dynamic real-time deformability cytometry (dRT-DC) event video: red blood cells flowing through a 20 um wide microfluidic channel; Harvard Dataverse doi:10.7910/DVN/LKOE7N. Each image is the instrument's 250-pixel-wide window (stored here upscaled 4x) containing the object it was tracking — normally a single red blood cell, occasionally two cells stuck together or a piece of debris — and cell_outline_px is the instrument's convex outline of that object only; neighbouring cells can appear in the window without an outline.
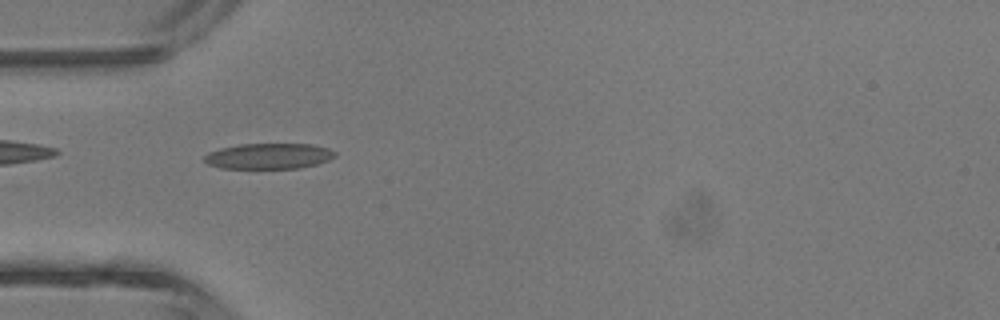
{"species": "common noctule bat (a hibernating species)", "species_latin": "Nyctalus noctula", "temperature_condition": "room temperature", "stored_images_in_passage": 32, "camera_frame_rate_fps": 3000, "um_per_image_px": 0.085, "animal": {"sex": "male", "body_mass_g": 13.3}, "frame": {"image": 1, "passage_image": 2, "time_ms": 0.333, "image_size_px": [1000, 320], "cell_outline_px": [[336, 156], [328, 160], [316, 164], [300, 168], [220, 168], [208, 164], [204, 160], [204, 156], [208, 152], [220, 148], [240, 144], [312, 144], [328, 148], [336, 152]], "centroid_in_image_um": [22.84, 13.26], "position_along_channel_um": 62.2, "area_um2": 19.54}}
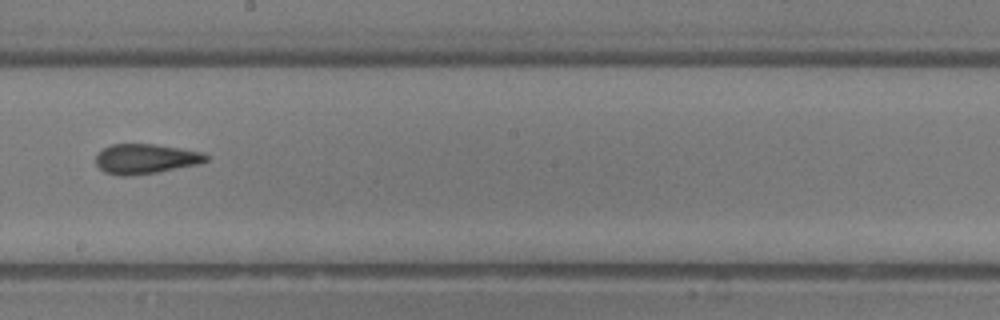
{"frame": {"image": 2, "passage_image": 13, "time_ms": 4.0, "image_size_px": [1000, 320], "cell_outline_px": [[208, 160], [200, 164], [156, 172], [132, 176], [120, 176], [104, 172], [96, 164], [96, 156], [104, 148], [112, 144], [156, 144], [204, 152], [208, 156]], "centroid_in_image_um": [12.4, 13.5], "position_along_channel_um": 235.8, "area_um2": 19.25}}
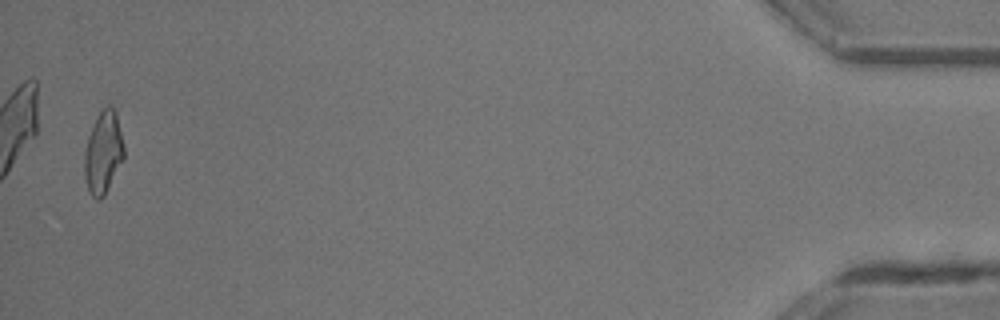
{"frame": {"image": 3, "passage_image": 31, "time_ms": 10.0, "image_size_px": [1000, 320], "cell_outline_px": [[124, 160], [104, 196], [100, 200], [96, 200], [88, 192], [84, 176], [84, 152], [88, 136], [96, 116], [108, 104], [112, 104], [116, 112], [124, 148]], "centroid_in_image_um": [8.77, 12.98], "position_along_channel_um": 426.4, "area_um2": 19.25}, "authors_computed_cell_mechanics": {"area_um2": 19.0162, "velocity_mm_per_s": 4.7562, "shape_relaxation_time_tau1_ms": 6.1808, "shape_relaxation_time_tau2_ms": 2.0525, "deformation_change_tau1": 0.2022, "deformation_change_tau2": 0.1192}}